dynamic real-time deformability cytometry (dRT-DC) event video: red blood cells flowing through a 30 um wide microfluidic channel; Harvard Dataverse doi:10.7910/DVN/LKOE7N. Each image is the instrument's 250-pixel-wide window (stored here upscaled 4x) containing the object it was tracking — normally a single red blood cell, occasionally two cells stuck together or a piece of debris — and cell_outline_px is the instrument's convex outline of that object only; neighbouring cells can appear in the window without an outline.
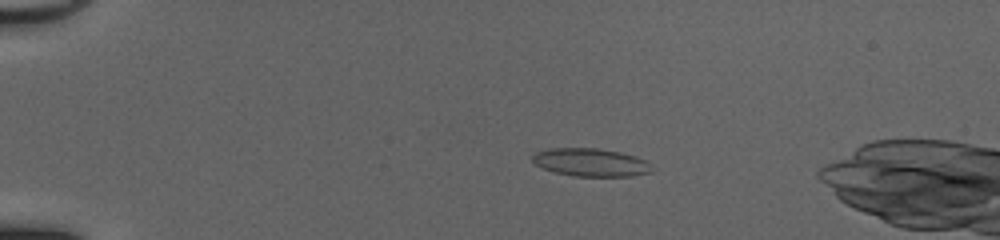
{"species": "common noctule bat (a hibernating species)", "species_latin": "Nyctalus noctula", "temperature_condition": "cold", "stored_images_in_passage": 25, "camera_frame_rate_fps": 3000, "um_per_image_px": 0.085, "animal": {"sex": "female", "body_mass_g": 20.0, "forearm_length_mm": 54.0}, "frame": {"image": 1, "passage_image": 12, "time_ms": 3.667, "image_size_px": [1000, 240], "cell_outline_px": [[656, 168], [652, 172], [632, 176], [576, 176], [556, 172], [544, 168], [536, 164], [532, 160], [532, 156], [536, 152], [548, 148], [596, 148], [620, 152], [636, 156], [644, 160]], "centroid_in_image_um": [50.26, 13.8], "position_along_channel_um": 34.7, "area_um2": 19.48}}
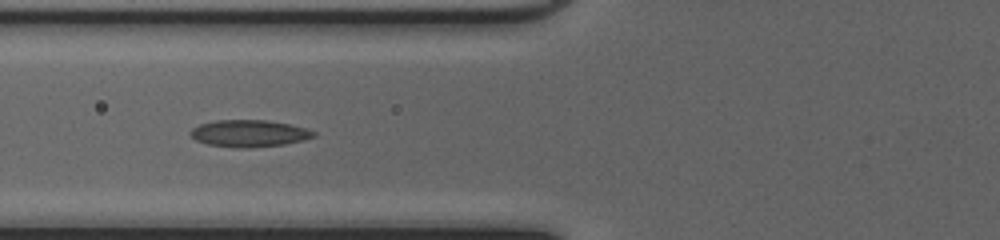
{"frame": {"image": 2, "passage_image": 22, "time_ms": 7.0, "image_size_px": [1000, 240], "cell_outline_px": [[316, 136], [304, 140], [284, 144], [248, 148], [236, 148], [208, 144], [196, 140], [188, 132], [192, 128], [200, 124], [216, 120], [268, 120], [288, 124], [304, 128], [316, 132]], "centroid_in_image_um": [21.16, 11.34], "position_along_channel_um": 104.6, "area_um2": 19.31}}
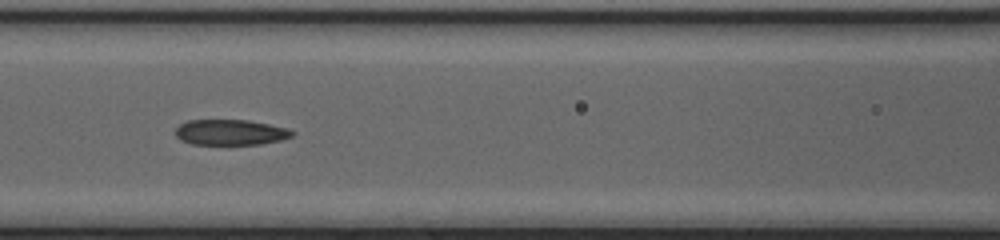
{"frame": {"image": 3, "passage_image": 25, "time_ms": 8.0, "image_size_px": [1000, 240], "cell_outline_px": [[296, 132], [292, 136], [280, 140], [260, 144], [192, 144], [180, 140], [176, 136], [176, 128], [180, 124], [188, 120], [248, 120], [288, 128]], "centroid_in_image_um": [19.59, 11.24], "position_along_channel_um": 147.0, "area_um2": 17.34}}